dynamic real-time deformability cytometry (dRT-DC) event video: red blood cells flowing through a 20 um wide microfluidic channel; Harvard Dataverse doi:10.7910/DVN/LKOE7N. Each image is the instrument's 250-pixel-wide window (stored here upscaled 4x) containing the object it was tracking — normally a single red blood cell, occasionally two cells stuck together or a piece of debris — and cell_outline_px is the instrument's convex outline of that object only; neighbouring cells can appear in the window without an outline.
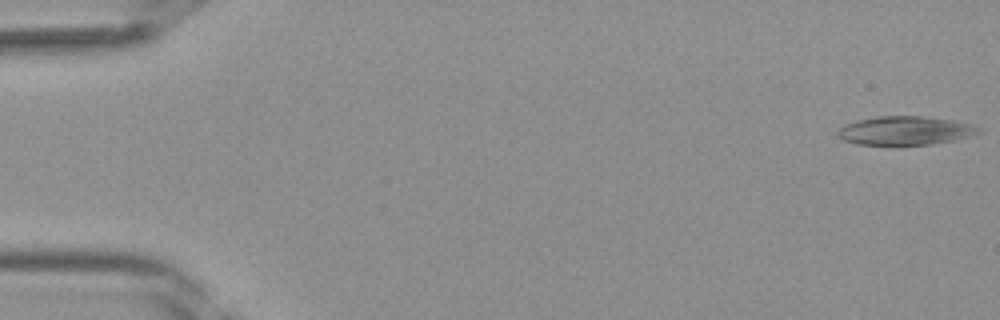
{"species": "Egyptian fruit bat (a non-hibernating species)", "species_latin": "Rousettus aegyptiacus", "temperature_condition": "room temperature", "stored_images_in_passage": 41, "camera_frame_rate_fps": 3000, "um_per_image_px": 0.085, "frame": {"image": 1, "passage_image": 1, "time_ms": 0.0, "image_size_px": [1000, 320], "cell_outline_px": [[984, 132], [952, 140], [932, 144], [856, 144], [844, 140], [836, 136], [836, 132], [844, 124], [856, 120], [876, 116], [920, 116], [952, 120], [972, 124], [980, 128]], "centroid_in_image_um": [76.91, 11.09], "position_along_channel_um": 8.1, "area_um2": 23.47}}
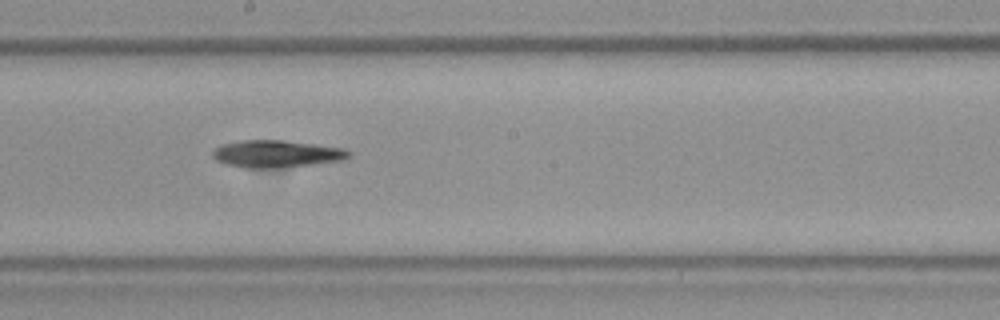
{"frame": {"image": 2, "passage_image": 23, "time_ms": 7.333, "image_size_px": [1000, 320], "cell_outline_px": [[352, 156], [344, 160], [276, 168], [244, 168], [224, 164], [216, 160], [212, 156], [212, 152], [220, 144], [240, 140], [284, 140], [316, 144], [344, 148], [352, 152]], "centroid_in_image_um": [23.5, 13.07], "position_along_channel_um": 224.7, "area_um2": 21.85}}
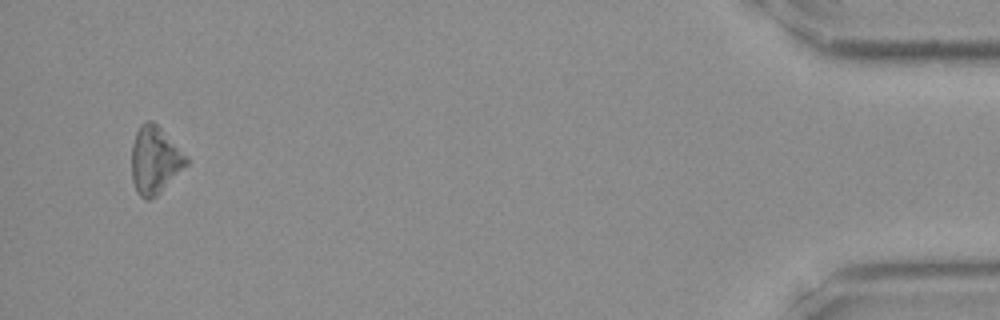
{"frame": {"image": 3, "passage_image": 40, "time_ms": 13.0, "image_size_px": [1000, 320], "cell_outline_px": [[188, 164], [156, 196], [148, 200], [140, 196], [136, 192], [132, 180], [132, 144], [136, 132], [140, 124], [148, 120], [152, 120], [188, 156]], "centroid_in_image_um": [13.15, 13.61], "position_along_channel_um": 422.0, "area_um2": 21.39}}